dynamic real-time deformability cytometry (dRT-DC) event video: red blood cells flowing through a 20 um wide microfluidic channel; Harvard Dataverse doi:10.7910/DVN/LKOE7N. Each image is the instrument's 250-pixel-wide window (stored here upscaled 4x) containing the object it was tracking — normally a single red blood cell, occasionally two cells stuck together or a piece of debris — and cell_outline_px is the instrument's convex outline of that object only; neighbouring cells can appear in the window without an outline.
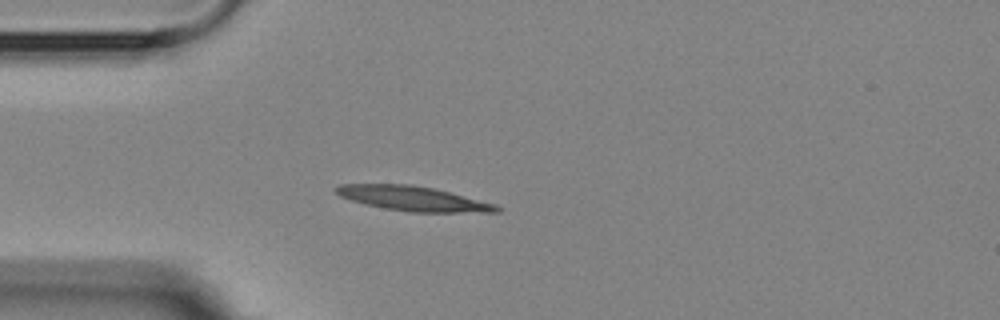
{"species": "Egyptian fruit bat (a non-hibernating species)", "species_latin": "Rousettus aegyptiacus", "temperature_condition": "room temperature", "stored_images_in_passage": 2, "camera_frame_rate_fps": 3000, "um_per_image_px": 0.085, "animal": {"sex": "female"}, "frame": {"image": 1, "passage_image": 1, "time_ms": 0.0, "image_size_px": [1000, 320], "cell_outline_px": [[500, 212], [408, 212], [384, 208], [364, 204], [340, 196], [332, 188], [340, 184], [412, 184], [432, 188], [496, 204], [500, 208]], "centroid_in_image_um": [35.08, 16.87], "position_along_channel_um": 49.9, "area_um2": 22.95}}